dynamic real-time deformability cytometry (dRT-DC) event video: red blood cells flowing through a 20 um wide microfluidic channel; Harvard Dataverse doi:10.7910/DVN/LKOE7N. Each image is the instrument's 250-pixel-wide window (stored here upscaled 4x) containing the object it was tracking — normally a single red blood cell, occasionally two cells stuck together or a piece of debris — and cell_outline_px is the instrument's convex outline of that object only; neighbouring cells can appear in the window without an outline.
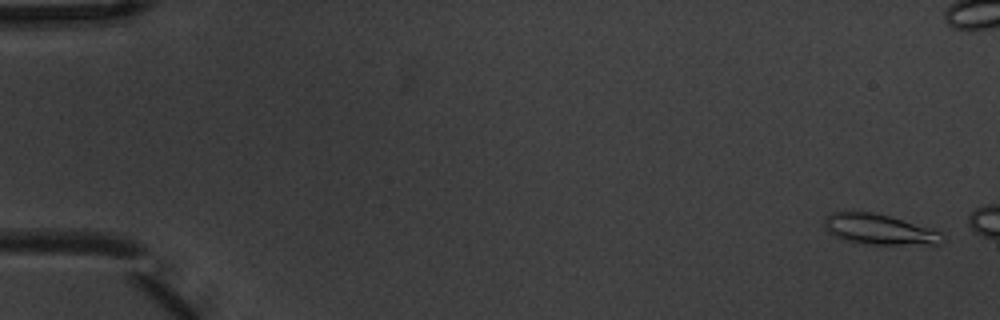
{"species": "common noctule bat (a hibernating species)", "species_latin": "Nyctalus noctula", "temperature_condition": "warm", "stored_images_in_passage": 3, "camera_frame_rate_fps": 3000, "um_per_image_px": 0.085, "animal": {"sex": "male", "body_mass_g": 20.1, "forearm_length_mm": 53.5}, "frame": {"image": 1, "passage_image": 1, "time_ms": 0.0, "image_size_px": [1000, 320], "cell_outline_px": [[944, 244], [872, 244], [848, 240], [836, 236], [828, 232], [824, 228], [824, 220], [832, 212], [876, 212], [928, 228], [940, 232], [944, 236]], "centroid_in_image_um": [74.74, 19.49], "position_along_channel_um": 10.3, "area_um2": 20.46}}